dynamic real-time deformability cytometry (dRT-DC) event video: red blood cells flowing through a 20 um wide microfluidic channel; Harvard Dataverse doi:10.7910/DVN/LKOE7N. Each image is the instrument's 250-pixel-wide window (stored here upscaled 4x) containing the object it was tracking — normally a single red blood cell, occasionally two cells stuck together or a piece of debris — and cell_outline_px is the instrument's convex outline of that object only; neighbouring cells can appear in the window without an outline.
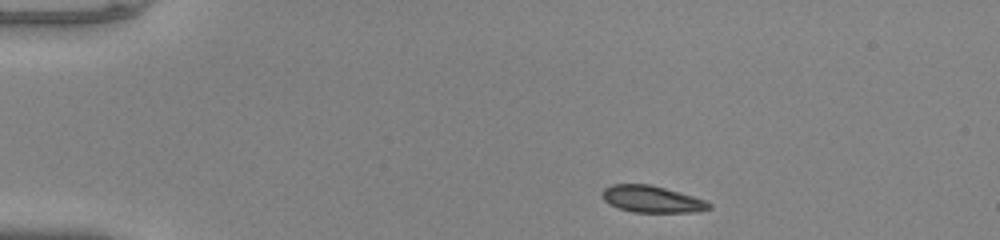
{"species": "common noctule bat (a hibernating species)", "species_latin": "Nyctalus noctula", "temperature_condition": "warm", "stored_images_in_passage": 42, "camera_frame_rate_fps": 3000, "um_per_image_px": 0.085, "animal": {"sex": "male", "body_mass_g": 20.0, "forearm_length_mm": 53.3}, "frame": {"image": 1, "passage_image": 1, "time_ms": 0.0, "image_size_px": [1000, 240], "cell_outline_px": [[712, 208], [696, 212], [632, 212], [608, 204], [600, 196], [604, 188], [612, 184], [648, 184], [664, 188], [692, 196], [704, 200], [712, 204]], "centroid_in_image_um": [55.38, 16.93], "position_along_channel_um": 29.6, "area_um2": 16.59}}
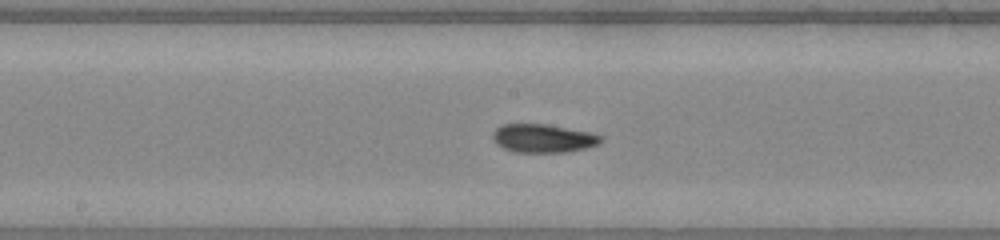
{"frame": {"image": 2, "passage_image": 19, "time_ms": 6.0, "image_size_px": [1000, 240], "cell_outline_px": [[604, 140], [600, 144], [584, 148], [564, 152], [516, 152], [504, 148], [496, 144], [492, 140], [492, 132], [500, 124], [548, 124], [592, 132], [604, 136]], "centroid_in_image_um": [46.19, 11.74], "position_along_channel_um": 202.0, "area_um2": 18.21}}
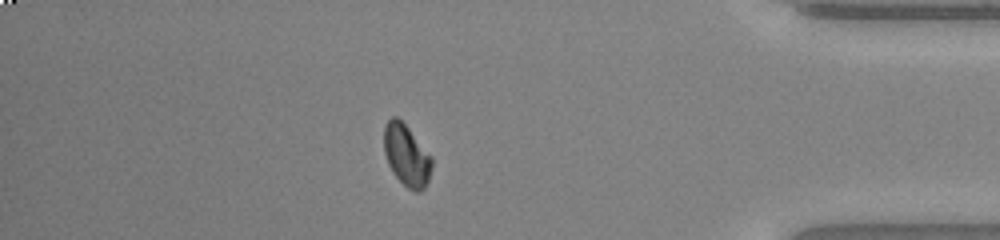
{"frame": {"image": 3, "passage_image": 36, "time_ms": 11.667, "image_size_px": [1000, 240], "cell_outline_px": [[432, 164], [428, 180], [424, 188], [420, 192], [412, 192], [392, 172], [388, 164], [384, 152], [384, 124], [392, 116], [396, 116], [408, 128], [432, 156]], "centroid_in_image_um": [34.55, 13.21], "position_along_channel_um": 400.7, "area_um2": 17.11}, "authors_computed_cell_mechanics": {"area_um2": 17.34, "velocity_mm_per_s": 4.0739, "shape_relaxation_time_tau1_ms": 6.4287, "shape_relaxation_time_tau2_ms": 3.9173, "deformation_change_tau1": 0.1596, "deformation_change_tau2": 0.0582}}